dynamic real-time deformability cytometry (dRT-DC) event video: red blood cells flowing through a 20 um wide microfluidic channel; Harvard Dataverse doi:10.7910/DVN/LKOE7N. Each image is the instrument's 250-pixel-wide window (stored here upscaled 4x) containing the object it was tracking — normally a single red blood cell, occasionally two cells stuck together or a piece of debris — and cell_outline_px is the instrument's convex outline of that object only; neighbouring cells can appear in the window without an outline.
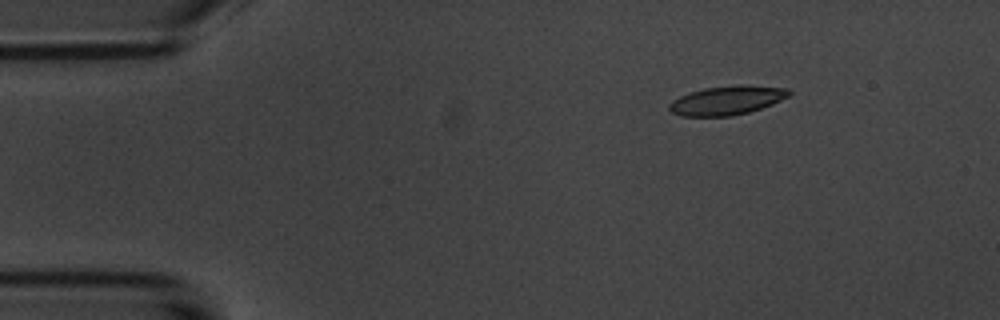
{"species": "common noctule bat (a hibernating species)", "species_latin": "Nyctalus noctula", "temperature_condition": "room temperature", "stored_images_in_passage": 5, "camera_frame_rate_fps": 3000, "um_per_image_px": 0.085, "animal": {"sex": "male", "body_mass_g": 20.1, "forearm_length_mm": 53.5}, "frame": {"image": 1, "passage_image": 3, "time_ms": 2.333, "image_size_px": [1000, 320], "cell_outline_px": [[792, 92], [788, 96], [772, 104], [748, 112], [732, 116], [680, 116], [672, 112], [668, 108], [668, 104], [672, 100], [688, 92], [704, 88], [788, 88]], "centroid_in_image_um": [61.67, 8.59], "position_along_channel_um": 23.3, "area_um2": 19.07}}